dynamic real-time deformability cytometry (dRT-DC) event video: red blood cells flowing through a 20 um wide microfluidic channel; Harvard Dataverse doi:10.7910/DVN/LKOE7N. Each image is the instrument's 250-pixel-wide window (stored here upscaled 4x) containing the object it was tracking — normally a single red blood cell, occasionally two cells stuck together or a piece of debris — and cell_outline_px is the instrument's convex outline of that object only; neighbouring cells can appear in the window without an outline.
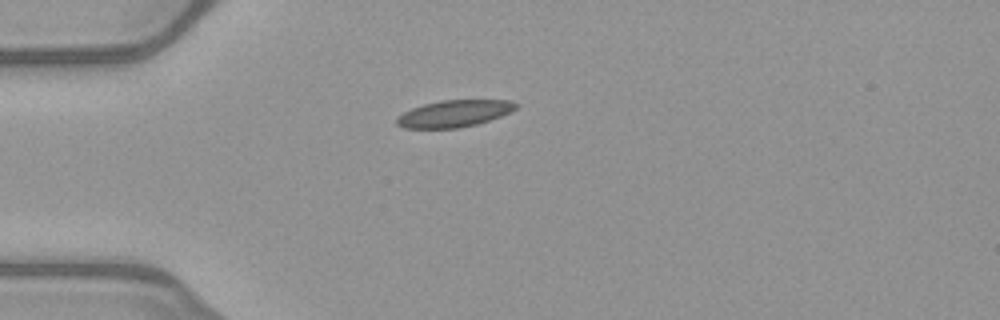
{"species": "common noctule bat (a hibernating species)", "species_latin": "Nyctalus noctula", "temperature_condition": "warm", "stored_images_in_passage": 38, "camera_frame_rate_fps": 3000, "um_per_image_px": 0.085, "animal": {"sex": "female", "body_mass_g": 21.9}, "frame": {"image": 1, "passage_image": 1, "time_ms": 0.0, "image_size_px": [1000, 320], "cell_outline_px": [[520, 104], [516, 108], [500, 116], [476, 124], [460, 128], [404, 128], [396, 124], [396, 116], [412, 108], [424, 104], [440, 100], [512, 100]], "centroid_in_image_um": [38.59, 9.65], "position_along_channel_um": 46.4, "area_um2": 18.61}}
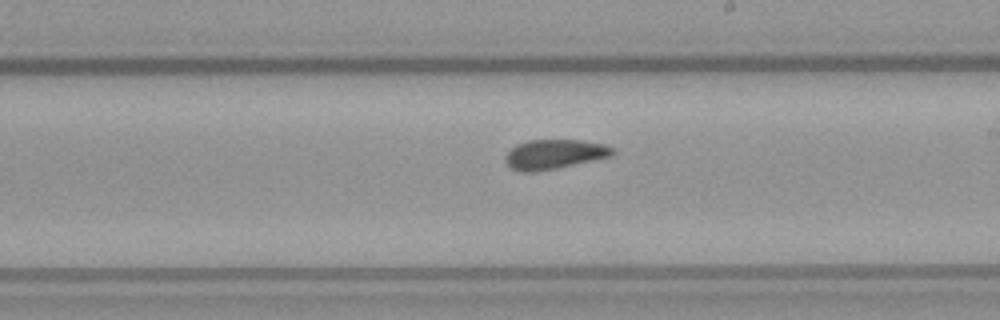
{"frame": {"image": 2, "passage_image": 17, "time_ms": 5.333, "image_size_px": [1000, 320], "cell_outline_px": [[616, 152], [612, 156], [556, 168], [536, 172], [520, 172], [512, 168], [504, 160], [504, 156], [516, 144], [528, 140], [580, 140], [604, 144], [612, 148]], "centroid_in_image_um": [47.1, 13.11], "position_along_channel_um": 241.9, "area_um2": 18.44}}
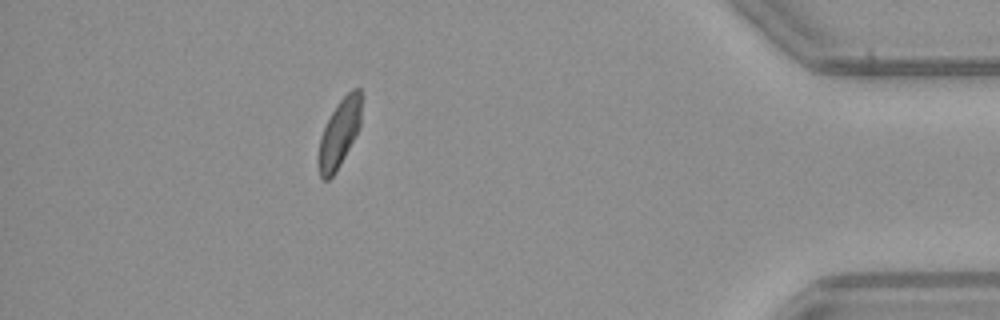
{"frame": {"image": 3, "passage_image": 33, "time_ms": 10.667, "image_size_px": [1000, 320], "cell_outline_px": [[360, 124], [336, 172], [328, 180], [324, 180], [320, 176], [316, 160], [320, 136], [332, 112], [340, 100], [352, 88], [360, 88]], "centroid_in_image_um": [28.79, 11.37], "position_along_channel_um": 406.4, "area_um2": 16.65}, "authors_computed_cell_mechanics": {"area_um2": 18.496, "velocity_mm_per_s": 4.0198, "shape_relaxation_time_tau1_ms": 5.1485, "shape_relaxation_time_tau2_ms": 2.1661, "deformation_change_tau1": 0.1378, "deformation_change_tau2": 0.0754}}